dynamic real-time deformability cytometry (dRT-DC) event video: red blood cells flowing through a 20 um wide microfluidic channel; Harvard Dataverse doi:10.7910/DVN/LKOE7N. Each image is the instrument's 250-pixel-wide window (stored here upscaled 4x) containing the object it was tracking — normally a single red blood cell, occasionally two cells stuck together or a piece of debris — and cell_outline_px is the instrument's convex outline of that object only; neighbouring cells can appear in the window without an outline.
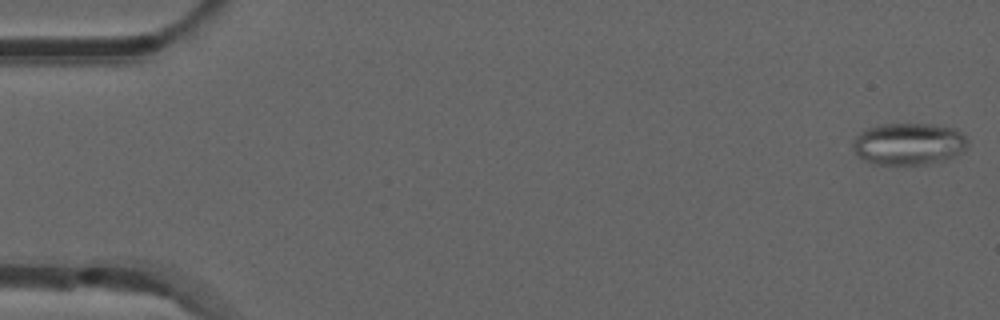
{"species": "common noctule bat (a hibernating species)", "species_latin": "Nyctalus noctula", "temperature_condition": "room temperature", "stored_images_in_passage": 48, "camera_frame_rate_fps": 3000, "um_per_image_px": 0.085, "animal": {"sex": "male", "forearm_length_mm": 52.5}, "frame": {"image": 1, "passage_image": 1, "time_ms": 0.0, "image_size_px": [1000, 320], "cell_outline_px": [[968, 140], [964, 152], [940, 160], [924, 164], [872, 164], [864, 160], [852, 148], [852, 140], [864, 128], [880, 124], [932, 124], [956, 128]], "centroid_in_image_um": [77.2, 12.21], "position_along_channel_um": 7.8, "area_um2": 28.09}}
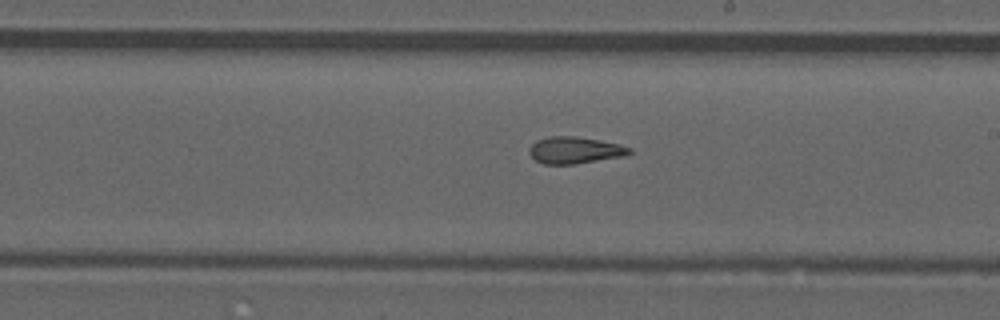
{"frame": {"image": 2, "passage_image": 30, "time_ms": 9.667, "image_size_px": [1000, 320], "cell_outline_px": [[632, 152], [624, 156], [576, 164], [544, 164], [536, 160], [528, 152], [528, 148], [536, 140], [548, 136], [576, 136], [620, 144], [632, 148]], "centroid_in_image_um": [48.85, 12.76], "position_along_channel_um": 240.1, "area_um2": 15.72}}
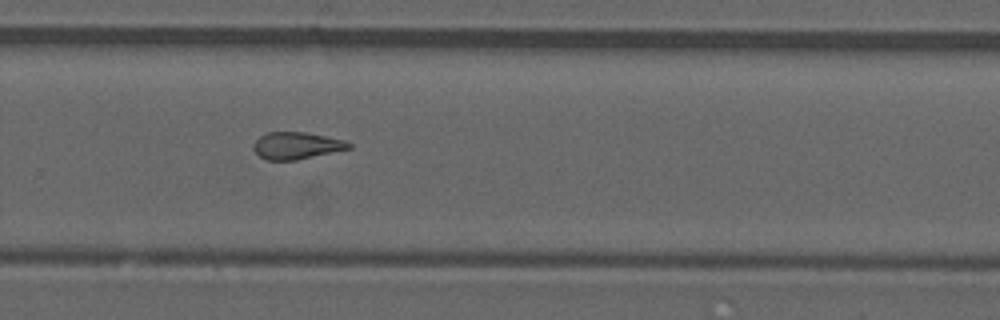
{"frame": {"image": 3, "passage_image": 35, "time_ms": 11.333, "image_size_px": [1000, 320], "cell_outline_px": [[352, 148], [296, 160], [264, 160], [252, 148], [252, 144], [260, 136], [268, 132], [304, 132], [344, 140], [352, 144]], "centroid_in_image_um": [25.18, 12.38], "position_along_channel_um": 304.6, "area_um2": 14.97}}